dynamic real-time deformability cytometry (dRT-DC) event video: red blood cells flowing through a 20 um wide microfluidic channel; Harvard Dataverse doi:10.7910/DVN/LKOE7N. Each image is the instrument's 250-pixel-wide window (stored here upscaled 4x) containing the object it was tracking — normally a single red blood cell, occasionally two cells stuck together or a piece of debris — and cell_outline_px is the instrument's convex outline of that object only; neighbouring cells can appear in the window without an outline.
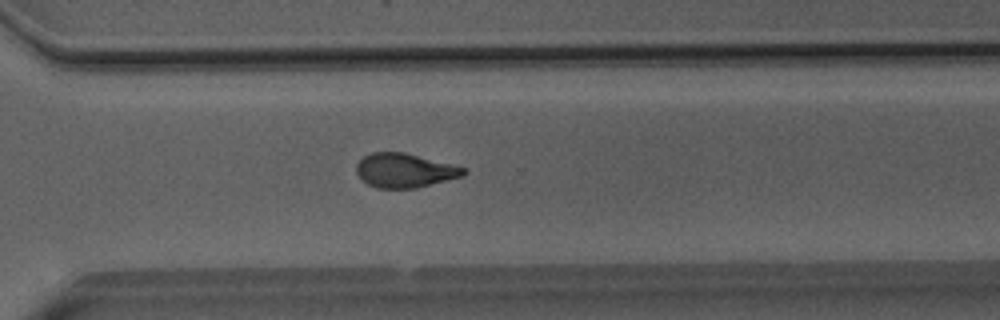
{"species": "Egyptian fruit bat (a non-hibernating species)", "species_latin": "Rousettus aegyptiacus", "temperature_condition": "room temperature", "stored_images_in_passage": 52, "camera_frame_rate_fps": 3000, "um_per_image_px": 0.085, "animal": {"sex": "male"}, "frame": {"image": 1, "passage_image": 37, "time_ms": 12.0, "image_size_px": [1000, 320], "cell_outline_px": [[468, 172], [464, 176], [416, 188], [376, 188], [368, 184], [356, 172], [356, 164], [364, 156], [372, 152], [404, 152], [464, 168]], "centroid_in_image_um": [34.39, 14.49], "position_along_channel_um": 336.2, "area_um2": 21.1}}
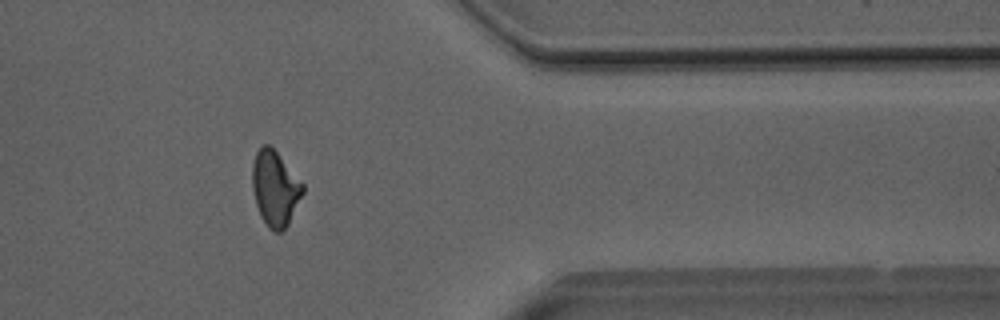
{"frame": {"image": 2, "passage_image": 42, "time_ms": 13.667, "image_size_px": [1000, 320], "cell_outline_px": [[304, 192], [288, 224], [280, 232], [272, 232], [268, 228], [260, 216], [256, 204], [252, 188], [252, 164], [256, 152], [264, 144], [268, 144], [276, 152], [304, 184]], "centroid_in_image_um": [23.37, 16.04], "position_along_channel_um": 388.0, "area_um2": 22.02}}
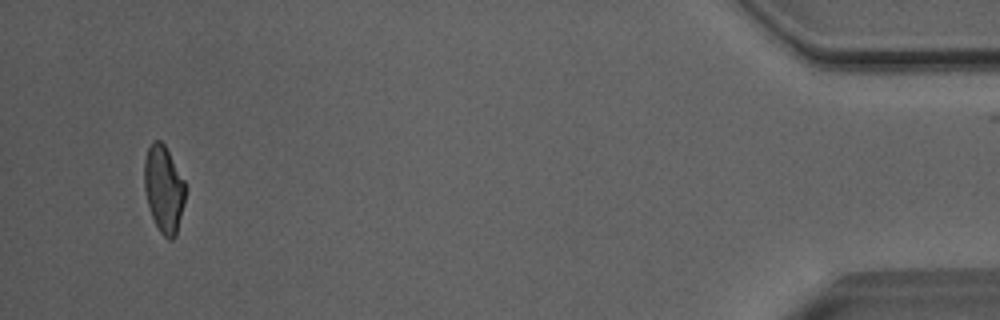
{"frame": {"image": 3, "passage_image": 49, "time_ms": 16.0, "image_size_px": [1000, 320], "cell_outline_px": [[184, 204], [176, 236], [172, 240], [168, 240], [160, 232], [152, 216], [148, 204], [144, 188], [144, 160], [148, 148], [152, 140], [160, 140], [164, 144], [184, 180]], "centroid_in_image_um": [13.91, 16.07], "position_along_channel_um": 421.3, "area_um2": 20.63}, "authors_computed_cell_mechanics": {"area_um2": 22.1952, "velocity_mm_per_s": 4.0889, "shape_relaxation_time_tau1_ms": null, "shape_relaxation_time_tau2_ms": 2.0169, "deformation_change_tau1": null, "deformation_change_tau2": 0.0963}}